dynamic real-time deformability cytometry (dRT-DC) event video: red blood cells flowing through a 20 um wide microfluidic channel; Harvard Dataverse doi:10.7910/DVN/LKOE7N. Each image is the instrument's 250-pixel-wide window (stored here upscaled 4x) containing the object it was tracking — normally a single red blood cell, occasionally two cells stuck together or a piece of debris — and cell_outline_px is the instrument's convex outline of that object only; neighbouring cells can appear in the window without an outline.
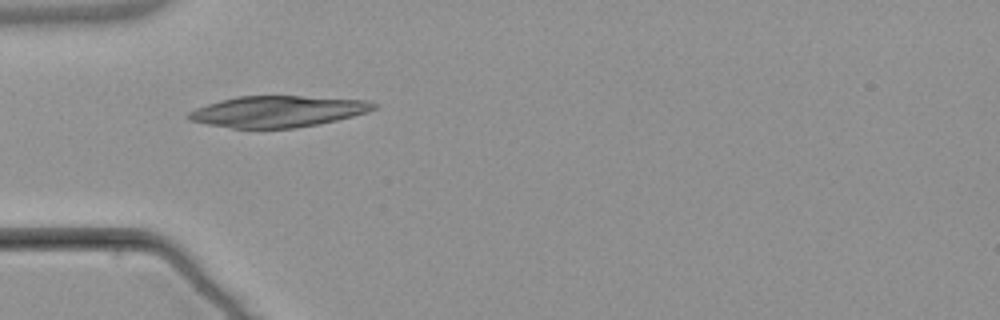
{"species": "common noctule bat (a hibernating species)", "species_latin": "Nyctalus noctula", "temperature_condition": "warm", "stored_images_in_passage": 6, "camera_frame_rate_fps": 3000, "um_per_image_px": 0.085, "animal": {"sex": "male", "body_mass_g": 21.5, "forearm_length_mm": 52.0}, "frame": {"image": 1, "passage_image": 5, "time_ms": 4.667, "image_size_px": [1000, 320], "cell_outline_px": [[380, 104], [376, 108], [368, 112], [336, 120], [296, 128], [232, 128], [208, 124], [188, 120], [184, 116], [188, 112], [196, 108], [220, 100], [236, 96], [300, 96], [368, 100]], "centroid_in_image_um": [23.6, 9.47], "position_along_channel_um": 61.4, "area_um2": 33.76}}